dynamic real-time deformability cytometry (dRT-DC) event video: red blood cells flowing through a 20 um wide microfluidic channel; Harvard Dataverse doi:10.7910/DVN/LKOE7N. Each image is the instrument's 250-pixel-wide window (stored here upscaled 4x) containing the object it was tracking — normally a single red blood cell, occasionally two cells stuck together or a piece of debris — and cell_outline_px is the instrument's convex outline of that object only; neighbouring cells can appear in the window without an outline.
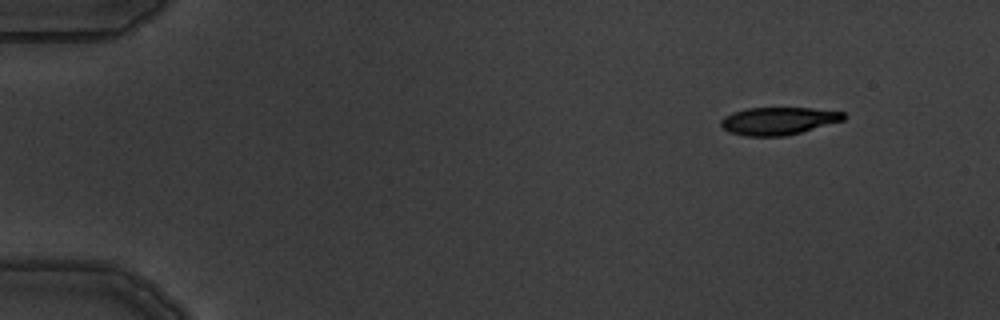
{"species": "common noctule bat (a hibernating species)", "species_latin": "Nyctalus noctula", "temperature_condition": "warm", "stored_images_in_passage": 5, "camera_frame_rate_fps": 3000, "um_per_image_px": 0.085, "animal": {"sex": "male", "body_mass_g": 19.5, "forearm_length_mm": 54.6}, "frame": {"image": 1, "passage_image": 2, "time_ms": 1.0, "image_size_px": [1000, 320], "cell_outline_px": [[848, 116], [844, 120], [800, 132], [784, 136], [748, 136], [728, 132], [720, 124], [720, 120], [724, 116], [732, 112], [748, 108], [812, 108], [844, 112]], "centroid_in_image_um": [66.15, 10.27], "position_along_channel_um": 18.8, "area_um2": 19.71}}